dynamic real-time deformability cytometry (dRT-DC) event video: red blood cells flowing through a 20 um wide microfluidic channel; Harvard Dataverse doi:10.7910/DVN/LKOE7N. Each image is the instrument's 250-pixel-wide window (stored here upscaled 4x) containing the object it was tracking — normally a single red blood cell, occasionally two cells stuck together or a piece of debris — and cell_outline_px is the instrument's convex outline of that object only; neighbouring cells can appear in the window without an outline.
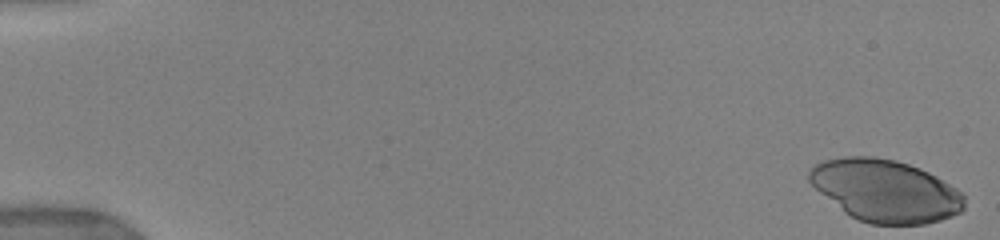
{"species": "human", "species_latin": "Homo sapiens", "temperature_condition": "warm", "stored_images_in_passage": 31, "camera_frame_rate_fps": 3000, "um_per_image_px": 0.085, "donor": {"sex": "female"}, "frame": {"image": 1, "passage_image": 1, "time_ms": 0.0, "image_size_px": [1000, 240], "cell_outline_px": [[964, 208], [960, 212], [952, 216], [940, 220], [924, 224], [872, 224], [860, 220], [844, 212], [820, 192], [808, 180], [808, 172], [816, 164], [824, 160], [844, 156], [872, 156], [896, 160], [920, 168], [936, 176], [956, 188], [964, 196]], "centroid_in_image_um": [75.26, 16.2], "position_along_channel_um": 9.7, "area_um2": 55.95}}